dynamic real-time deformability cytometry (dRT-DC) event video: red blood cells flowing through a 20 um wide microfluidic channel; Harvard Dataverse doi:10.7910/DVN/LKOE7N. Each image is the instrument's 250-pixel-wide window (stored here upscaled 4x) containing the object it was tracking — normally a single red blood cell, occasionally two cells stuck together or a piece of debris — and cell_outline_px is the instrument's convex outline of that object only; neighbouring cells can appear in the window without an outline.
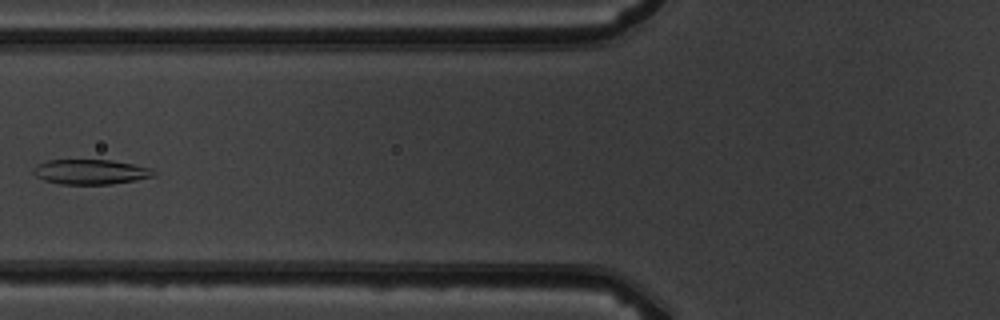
{"species": "common noctule bat (a hibernating species)", "species_latin": "Nyctalus noctula", "temperature_condition": "warm", "stored_images_in_passage": 7, "camera_frame_rate_fps": 3000, "um_per_image_px": 0.085, "animal": {"sex": "male", "body_mass_g": 19.5, "forearm_length_mm": 54.6}, "frame": {"image": 1, "passage_image": 7, "time_ms": 6.667, "image_size_px": [1000, 320], "cell_outline_px": [[156, 176], [136, 180], [108, 184], [60, 184], [44, 180], [36, 176], [32, 172], [32, 168], [36, 164], [48, 160], [112, 160], [152, 168], [156, 172]], "centroid_in_image_um": [7.69, 14.6], "position_along_channel_um": 118.1, "area_um2": 17.57}}